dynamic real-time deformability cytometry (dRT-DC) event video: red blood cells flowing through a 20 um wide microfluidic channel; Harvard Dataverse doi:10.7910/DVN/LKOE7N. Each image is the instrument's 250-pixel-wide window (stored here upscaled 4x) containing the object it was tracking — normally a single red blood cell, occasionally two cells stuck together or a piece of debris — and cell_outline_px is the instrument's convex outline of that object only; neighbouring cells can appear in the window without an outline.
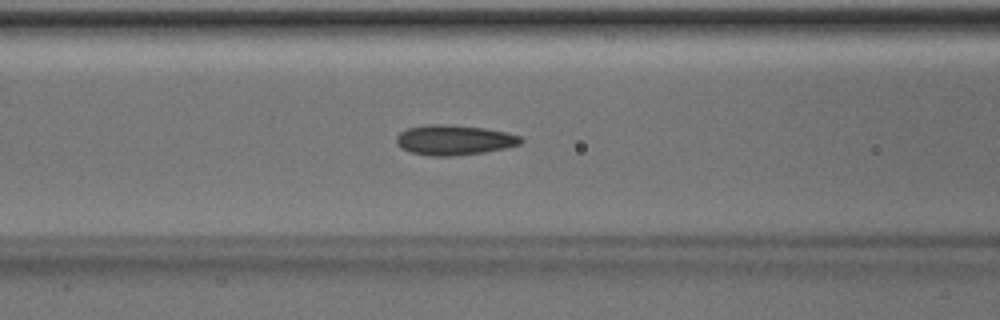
{"species": "Egyptian fruit bat (a non-hibernating species)", "species_latin": "Rousettus aegyptiacus", "temperature_condition": "room temperature", "stored_images_in_passage": 51, "camera_frame_rate_fps": 3000, "um_per_image_px": 0.085, "animal": {"sex": "male"}, "frame": {"image": 1, "passage_image": 21, "time_ms": 6.667, "image_size_px": [1000, 320], "cell_outline_px": [[524, 140], [520, 144], [504, 148], [484, 152], [452, 156], [428, 156], [408, 152], [400, 148], [396, 144], [396, 136], [400, 132], [408, 128], [428, 124], [448, 124], [484, 128], [508, 132], [520, 136]], "centroid_in_image_um": [38.57, 11.9], "position_along_channel_um": 128.0, "area_um2": 22.02}}
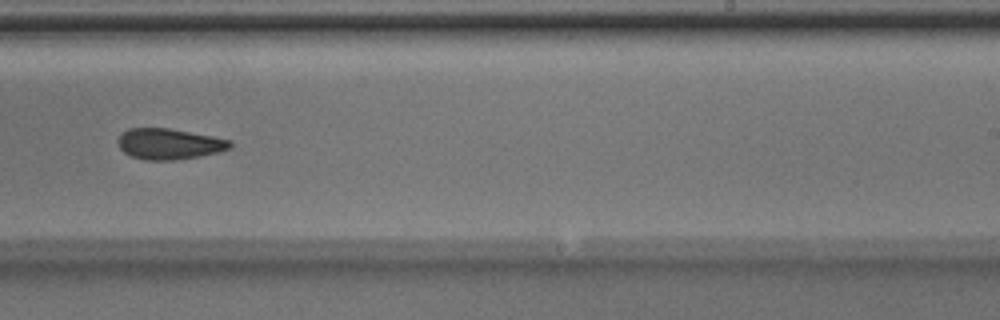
{"frame": {"image": 2, "passage_image": 32, "time_ms": 10.333, "image_size_px": [1000, 320], "cell_outline_px": [[232, 148], [220, 152], [200, 156], [176, 160], [144, 160], [132, 156], [124, 152], [120, 148], [120, 136], [128, 128], [168, 128], [212, 136], [232, 140]], "centroid_in_image_um": [14.44, 12.24], "position_along_channel_um": 274.6, "area_um2": 20.06}}
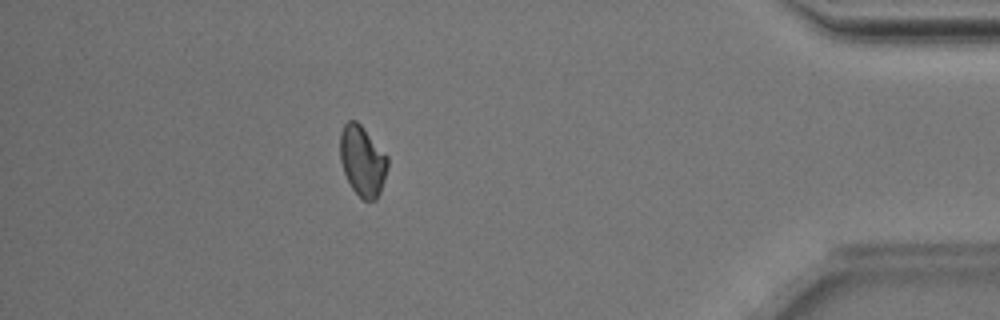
{"frame": {"image": 3, "passage_image": 45, "time_ms": 14.667, "image_size_px": [1000, 320], "cell_outline_px": [[388, 168], [380, 192], [376, 200], [364, 200], [352, 188], [344, 172], [340, 160], [340, 132], [344, 124], [348, 120], [356, 120], [360, 124], [388, 156]], "centroid_in_image_um": [30.81, 13.66], "position_along_channel_um": 404.4, "area_um2": 19.42}, "authors_computed_cell_mechanics": {"area_um2": 20.7502, "velocity_mm_per_s": 4.0158, "shape_relaxation_time_tau1_ms": 3.8345, "shape_relaxation_time_tau2_ms": 4.9308, "deformation_change_tau1": 0.1033, "deformation_change_tau2": 0.0854}}